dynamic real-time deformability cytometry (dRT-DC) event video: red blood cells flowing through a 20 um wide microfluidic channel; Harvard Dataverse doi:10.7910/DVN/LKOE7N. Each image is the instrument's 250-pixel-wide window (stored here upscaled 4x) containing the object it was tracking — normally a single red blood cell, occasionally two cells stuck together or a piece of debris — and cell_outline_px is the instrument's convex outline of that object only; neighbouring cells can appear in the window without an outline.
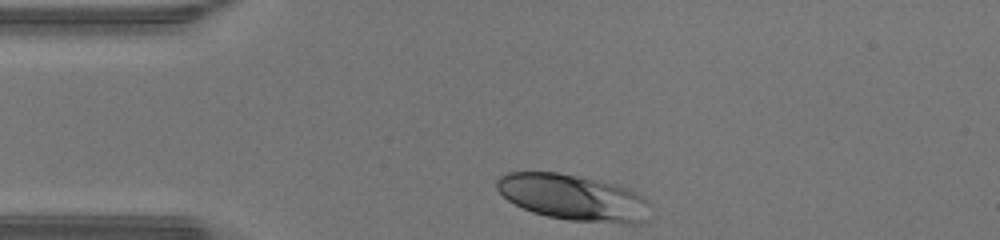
{"species": "human", "species_latin": "Homo sapiens", "temperature_condition": "warm", "stored_images_in_passage": 28, "camera_frame_rate_fps": 3000, "um_per_image_px": 0.085, "donor": {"sex": "male"}, "frame": {"image": 1, "passage_image": 1, "time_ms": 0.0, "image_size_px": [1000, 240], "cell_outline_px": [[648, 220], [636, 224], [624, 224], [568, 220], [548, 216], [532, 212], [508, 200], [496, 188], [496, 180], [500, 176], [508, 172], [556, 172], [600, 180], [620, 184], [644, 196], [648, 200]], "centroid_in_image_um": [48.78, 16.79], "position_along_channel_um": 36.2, "area_um2": 41.5}}
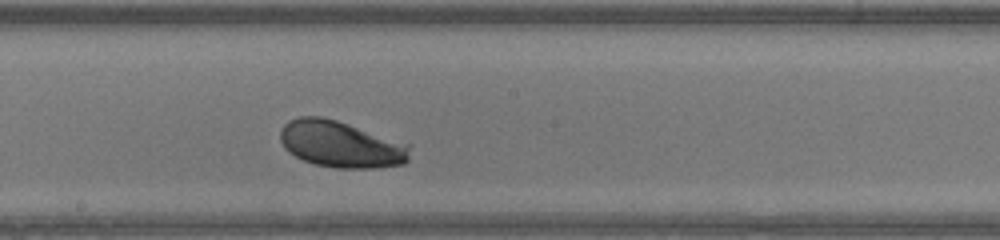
{"frame": {"image": 2, "passage_image": 16, "time_ms": 5.0, "image_size_px": [1000, 240], "cell_outline_px": [[412, 144], [408, 160], [404, 164], [372, 168], [336, 168], [316, 164], [304, 160], [288, 152], [284, 148], [280, 140], [280, 128], [288, 120], [300, 116], [320, 116], [336, 120]], "centroid_in_image_um": [28.98, 12.25], "position_along_channel_um": 219.2, "area_um2": 35.43}}
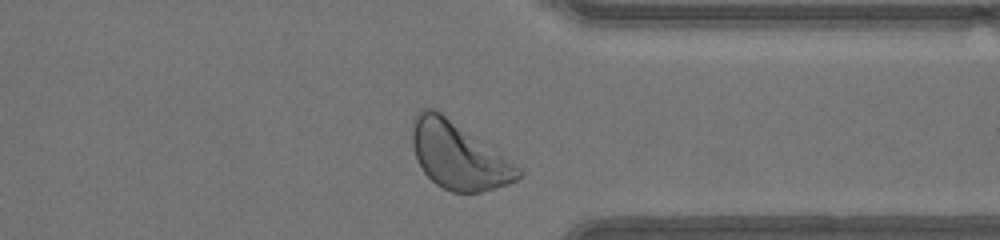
{"frame": {"image": 3, "passage_image": 27, "time_ms": 8.667, "image_size_px": [1000, 240], "cell_outline_px": [[524, 176], [508, 184], [480, 192], [452, 192], [436, 184], [424, 172], [416, 160], [412, 144], [412, 120], [416, 112], [420, 108], [436, 108], [520, 168], [524, 172]], "centroid_in_image_um": [38.92, 13.21], "position_along_channel_um": 372.5, "area_um2": 41.15}, "authors_computed_cell_mechanics": {"area_um2": 35.5181, "velocity_mm_per_s": 4.2943, "shape_relaxation_time_tau1_ms": 1.6058, "shape_relaxation_time_tau2_ms": null, "deformation_change_tau1": 0.1317, "deformation_change_tau2": null}}